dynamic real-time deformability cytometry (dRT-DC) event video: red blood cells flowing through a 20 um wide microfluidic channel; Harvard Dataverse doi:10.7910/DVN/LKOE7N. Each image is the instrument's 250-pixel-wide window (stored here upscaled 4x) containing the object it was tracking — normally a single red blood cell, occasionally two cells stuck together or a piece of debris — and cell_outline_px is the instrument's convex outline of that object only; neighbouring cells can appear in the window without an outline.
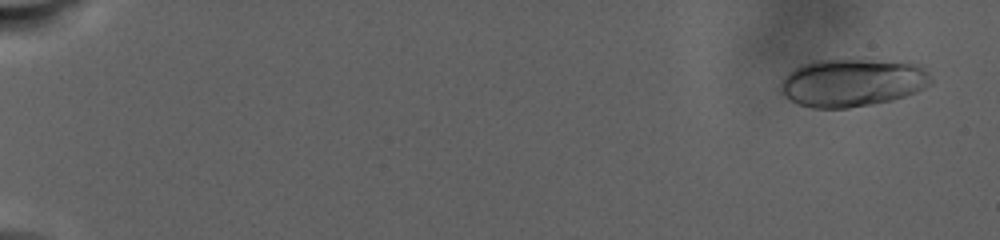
{"species": "human", "species_latin": "Homo sapiens", "temperature_condition": "warm", "stored_images_in_passage": 124, "camera_frame_rate_fps": 3000, "um_per_image_px": 0.085, "donor": {"sex": "male"}, "frame": {"image": 1, "passage_image": 7, "time_ms": 1.333, "image_size_px": [1000, 240], "cell_outline_px": [[932, 84], [916, 92], [892, 100], [872, 104], [848, 108], [812, 108], [796, 104], [788, 100], [780, 92], [780, 80], [788, 72], [804, 64], [816, 60], [908, 60], [920, 64], [928, 72], [932, 80]], "centroid_in_image_um": [72.47, 7.02], "position_along_channel_um": 12.5, "area_um2": 42.71}}
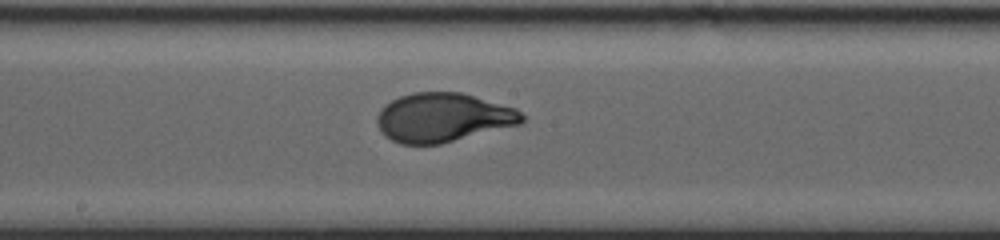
{"frame": {"image": 2, "passage_image": 75, "time_ms": 18.667, "image_size_px": [1000, 240], "cell_outline_px": [[524, 120], [520, 124], [440, 144], [400, 144], [384, 136], [380, 132], [376, 120], [376, 116], [380, 108], [384, 104], [400, 96], [412, 92], [460, 92], [516, 108], [524, 116]], "centroid_in_image_um": [37.61, 9.99], "position_along_channel_um": 210.6, "area_um2": 41.44}}
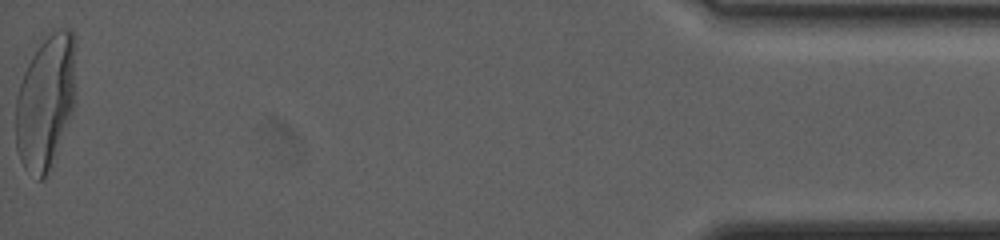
{"frame": {"image": 3, "passage_image": 124, "time_ms": 32.0, "image_size_px": [1000, 240], "cell_outline_px": [[76, 96], [72, 112], [52, 168], [40, 180], [36, 180], [24, 168], [20, 160], [16, 148], [16, 96], [24, 72], [40, 36], [52, 28], [72, 28], [76, 36]], "centroid_in_image_um": [3.92, 8.54], "position_along_channel_um": 431.3, "area_um2": 48.96}, "authors_computed_cell_mechanics": {"area_um2": 40.9802, "velocity_mm_per_s": 2.2578, "shape_relaxation_time_tau1_ms": 7.8195, "shape_relaxation_time_tau2_ms": null, "deformation_change_tau1": 0.2739, "deformation_change_tau2": null}}